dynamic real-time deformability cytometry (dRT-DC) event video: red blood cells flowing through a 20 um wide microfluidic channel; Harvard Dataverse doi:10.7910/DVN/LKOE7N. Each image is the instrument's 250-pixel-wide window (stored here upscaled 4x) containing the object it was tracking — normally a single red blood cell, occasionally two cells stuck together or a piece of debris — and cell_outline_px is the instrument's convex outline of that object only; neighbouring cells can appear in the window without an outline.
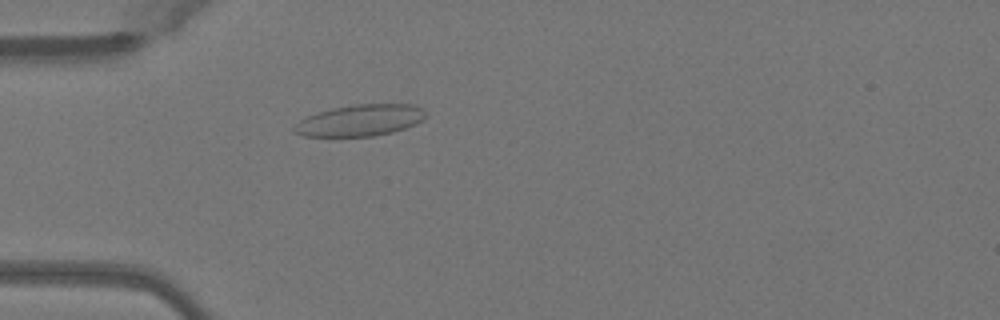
{"species": "Egyptian fruit bat (a non-hibernating species)", "species_latin": "Rousettus aegyptiacus", "temperature_condition": "warm", "stored_images_in_passage": 25, "camera_frame_rate_fps": 3000, "um_per_image_px": 0.085, "animal": {"sex": "female"}, "frame": {"image": 1, "passage_image": 15, "time_ms": 4.667, "image_size_px": [1000, 320], "cell_outline_px": [[424, 116], [416, 124], [392, 132], [372, 136], [304, 136], [296, 132], [292, 128], [300, 120], [308, 116], [332, 108], [356, 104], [412, 104], [420, 108], [424, 112]], "centroid_in_image_um": [30.59, 10.23], "position_along_channel_um": 54.4, "area_um2": 23.64}}
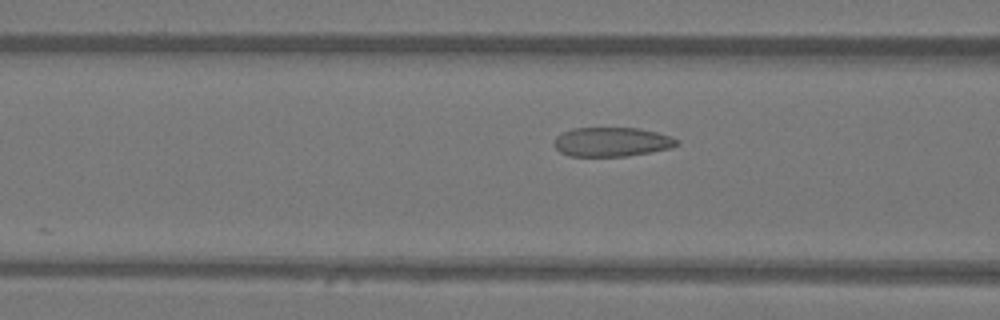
{"frame": {"image": 2, "passage_image": 20, "time_ms": 6.333, "image_size_px": [1000, 320], "cell_outline_px": [[680, 144], [672, 148], [652, 152], [624, 156], [568, 156], [560, 152], [552, 144], [556, 136], [572, 128], [640, 128], [672, 136], [680, 140]], "centroid_in_image_um": [52.03, 12.06], "position_along_channel_um": 114.6, "area_um2": 21.15}}
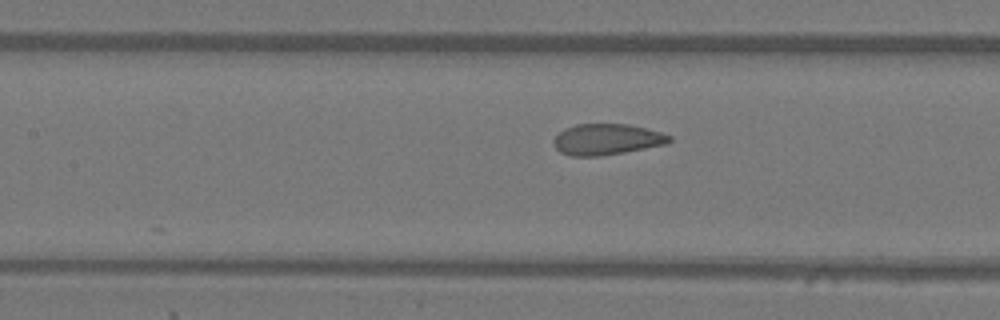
{"frame": {"image": 3, "passage_image": 23, "time_ms": 7.333, "image_size_px": [1000, 320], "cell_outline_px": [[672, 140], [668, 144], [624, 152], [600, 156], [572, 156], [560, 152], [552, 144], [552, 140], [564, 128], [576, 124], [628, 124], [660, 132], [672, 136]], "centroid_in_image_um": [51.56, 11.85], "position_along_channel_um": 155.8, "area_um2": 20.98}}